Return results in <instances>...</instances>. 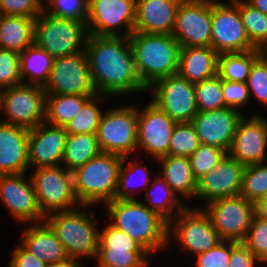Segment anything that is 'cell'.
<instances>
[{
  "label": "cell",
  "mask_w": 267,
  "mask_h": 267,
  "mask_svg": "<svg viewBox=\"0 0 267 267\" xmlns=\"http://www.w3.org/2000/svg\"><path fill=\"white\" fill-rule=\"evenodd\" d=\"M85 52L97 94L147 92L136 73L129 37L89 35Z\"/></svg>",
  "instance_id": "obj_1"
},
{
  "label": "cell",
  "mask_w": 267,
  "mask_h": 267,
  "mask_svg": "<svg viewBox=\"0 0 267 267\" xmlns=\"http://www.w3.org/2000/svg\"><path fill=\"white\" fill-rule=\"evenodd\" d=\"M111 225L126 232L150 254L169 246L168 222L136 199H114L105 204Z\"/></svg>",
  "instance_id": "obj_2"
},
{
  "label": "cell",
  "mask_w": 267,
  "mask_h": 267,
  "mask_svg": "<svg viewBox=\"0 0 267 267\" xmlns=\"http://www.w3.org/2000/svg\"><path fill=\"white\" fill-rule=\"evenodd\" d=\"M129 40L136 73L146 89L177 74L181 46L172 35L133 32Z\"/></svg>",
  "instance_id": "obj_3"
},
{
  "label": "cell",
  "mask_w": 267,
  "mask_h": 267,
  "mask_svg": "<svg viewBox=\"0 0 267 267\" xmlns=\"http://www.w3.org/2000/svg\"><path fill=\"white\" fill-rule=\"evenodd\" d=\"M123 157L101 152L73 171L76 197L84 208L115 199Z\"/></svg>",
  "instance_id": "obj_4"
},
{
  "label": "cell",
  "mask_w": 267,
  "mask_h": 267,
  "mask_svg": "<svg viewBox=\"0 0 267 267\" xmlns=\"http://www.w3.org/2000/svg\"><path fill=\"white\" fill-rule=\"evenodd\" d=\"M79 208L57 211L45 216L44 221L63 244L68 258L80 260L81 257H97L99 246L98 225L93 214Z\"/></svg>",
  "instance_id": "obj_5"
},
{
  "label": "cell",
  "mask_w": 267,
  "mask_h": 267,
  "mask_svg": "<svg viewBox=\"0 0 267 267\" xmlns=\"http://www.w3.org/2000/svg\"><path fill=\"white\" fill-rule=\"evenodd\" d=\"M88 37L86 21L54 17L44 10L36 18L34 43L53 58L85 51Z\"/></svg>",
  "instance_id": "obj_6"
},
{
  "label": "cell",
  "mask_w": 267,
  "mask_h": 267,
  "mask_svg": "<svg viewBox=\"0 0 267 267\" xmlns=\"http://www.w3.org/2000/svg\"><path fill=\"white\" fill-rule=\"evenodd\" d=\"M32 173L29 176L39 209L44 216L57 211L72 210L81 205L75 194L72 171L59 165L38 168Z\"/></svg>",
  "instance_id": "obj_7"
},
{
  "label": "cell",
  "mask_w": 267,
  "mask_h": 267,
  "mask_svg": "<svg viewBox=\"0 0 267 267\" xmlns=\"http://www.w3.org/2000/svg\"><path fill=\"white\" fill-rule=\"evenodd\" d=\"M138 108L126 105L104 112L97 129L102 152L127 157L137 150Z\"/></svg>",
  "instance_id": "obj_8"
},
{
  "label": "cell",
  "mask_w": 267,
  "mask_h": 267,
  "mask_svg": "<svg viewBox=\"0 0 267 267\" xmlns=\"http://www.w3.org/2000/svg\"><path fill=\"white\" fill-rule=\"evenodd\" d=\"M86 24L89 35L129 37L136 24V0H88Z\"/></svg>",
  "instance_id": "obj_9"
},
{
  "label": "cell",
  "mask_w": 267,
  "mask_h": 267,
  "mask_svg": "<svg viewBox=\"0 0 267 267\" xmlns=\"http://www.w3.org/2000/svg\"><path fill=\"white\" fill-rule=\"evenodd\" d=\"M46 92L41 85L21 84L2 91L7 124L31 130L45 122Z\"/></svg>",
  "instance_id": "obj_10"
},
{
  "label": "cell",
  "mask_w": 267,
  "mask_h": 267,
  "mask_svg": "<svg viewBox=\"0 0 267 267\" xmlns=\"http://www.w3.org/2000/svg\"><path fill=\"white\" fill-rule=\"evenodd\" d=\"M211 47L218 53H240L256 49L246 34L238 6L211 0Z\"/></svg>",
  "instance_id": "obj_11"
},
{
  "label": "cell",
  "mask_w": 267,
  "mask_h": 267,
  "mask_svg": "<svg viewBox=\"0 0 267 267\" xmlns=\"http://www.w3.org/2000/svg\"><path fill=\"white\" fill-rule=\"evenodd\" d=\"M171 235L179 241L176 242L179 246L195 256L207 252L222 241L210 217L201 207L190 209L186 206L168 223V237L171 238Z\"/></svg>",
  "instance_id": "obj_12"
},
{
  "label": "cell",
  "mask_w": 267,
  "mask_h": 267,
  "mask_svg": "<svg viewBox=\"0 0 267 267\" xmlns=\"http://www.w3.org/2000/svg\"><path fill=\"white\" fill-rule=\"evenodd\" d=\"M219 238L224 241L243 242L255 215L254 203L243 196L226 197L205 204Z\"/></svg>",
  "instance_id": "obj_13"
},
{
  "label": "cell",
  "mask_w": 267,
  "mask_h": 267,
  "mask_svg": "<svg viewBox=\"0 0 267 267\" xmlns=\"http://www.w3.org/2000/svg\"><path fill=\"white\" fill-rule=\"evenodd\" d=\"M43 88L46 94L96 95L86 52L54 58Z\"/></svg>",
  "instance_id": "obj_14"
},
{
  "label": "cell",
  "mask_w": 267,
  "mask_h": 267,
  "mask_svg": "<svg viewBox=\"0 0 267 267\" xmlns=\"http://www.w3.org/2000/svg\"><path fill=\"white\" fill-rule=\"evenodd\" d=\"M147 91L151 101L177 123L191 122L198 114L194 84L178 74L158 80Z\"/></svg>",
  "instance_id": "obj_15"
},
{
  "label": "cell",
  "mask_w": 267,
  "mask_h": 267,
  "mask_svg": "<svg viewBox=\"0 0 267 267\" xmlns=\"http://www.w3.org/2000/svg\"><path fill=\"white\" fill-rule=\"evenodd\" d=\"M172 36L181 48L211 46V0H182Z\"/></svg>",
  "instance_id": "obj_16"
},
{
  "label": "cell",
  "mask_w": 267,
  "mask_h": 267,
  "mask_svg": "<svg viewBox=\"0 0 267 267\" xmlns=\"http://www.w3.org/2000/svg\"><path fill=\"white\" fill-rule=\"evenodd\" d=\"M177 122L154 102L138 110L137 149L158 160L169 155L172 132Z\"/></svg>",
  "instance_id": "obj_17"
},
{
  "label": "cell",
  "mask_w": 267,
  "mask_h": 267,
  "mask_svg": "<svg viewBox=\"0 0 267 267\" xmlns=\"http://www.w3.org/2000/svg\"><path fill=\"white\" fill-rule=\"evenodd\" d=\"M25 177L26 173L0 175V201L22 224L42 222L45 216L39 209L31 177Z\"/></svg>",
  "instance_id": "obj_18"
},
{
  "label": "cell",
  "mask_w": 267,
  "mask_h": 267,
  "mask_svg": "<svg viewBox=\"0 0 267 267\" xmlns=\"http://www.w3.org/2000/svg\"><path fill=\"white\" fill-rule=\"evenodd\" d=\"M262 116H242L235 132L228 154L244 167L267 160V119Z\"/></svg>",
  "instance_id": "obj_19"
},
{
  "label": "cell",
  "mask_w": 267,
  "mask_h": 267,
  "mask_svg": "<svg viewBox=\"0 0 267 267\" xmlns=\"http://www.w3.org/2000/svg\"><path fill=\"white\" fill-rule=\"evenodd\" d=\"M244 168L226 153L213 169L197 180L195 197L210 203L217 199L238 196Z\"/></svg>",
  "instance_id": "obj_20"
},
{
  "label": "cell",
  "mask_w": 267,
  "mask_h": 267,
  "mask_svg": "<svg viewBox=\"0 0 267 267\" xmlns=\"http://www.w3.org/2000/svg\"><path fill=\"white\" fill-rule=\"evenodd\" d=\"M242 116L240 110L225 107L198 112L191 123L201 144L216 146L228 153Z\"/></svg>",
  "instance_id": "obj_21"
},
{
  "label": "cell",
  "mask_w": 267,
  "mask_h": 267,
  "mask_svg": "<svg viewBox=\"0 0 267 267\" xmlns=\"http://www.w3.org/2000/svg\"><path fill=\"white\" fill-rule=\"evenodd\" d=\"M66 138L65 127L54 126L46 122L29 130V167L38 169L61 165Z\"/></svg>",
  "instance_id": "obj_22"
},
{
  "label": "cell",
  "mask_w": 267,
  "mask_h": 267,
  "mask_svg": "<svg viewBox=\"0 0 267 267\" xmlns=\"http://www.w3.org/2000/svg\"><path fill=\"white\" fill-rule=\"evenodd\" d=\"M29 130L0 121V175L27 173Z\"/></svg>",
  "instance_id": "obj_23"
},
{
  "label": "cell",
  "mask_w": 267,
  "mask_h": 267,
  "mask_svg": "<svg viewBox=\"0 0 267 267\" xmlns=\"http://www.w3.org/2000/svg\"><path fill=\"white\" fill-rule=\"evenodd\" d=\"M182 0H136L134 32L172 35Z\"/></svg>",
  "instance_id": "obj_24"
},
{
  "label": "cell",
  "mask_w": 267,
  "mask_h": 267,
  "mask_svg": "<svg viewBox=\"0 0 267 267\" xmlns=\"http://www.w3.org/2000/svg\"><path fill=\"white\" fill-rule=\"evenodd\" d=\"M28 225L23 229V238L21 237L22 240L19 242L26 250L46 264L68 258L63 244L45 221Z\"/></svg>",
  "instance_id": "obj_25"
},
{
  "label": "cell",
  "mask_w": 267,
  "mask_h": 267,
  "mask_svg": "<svg viewBox=\"0 0 267 267\" xmlns=\"http://www.w3.org/2000/svg\"><path fill=\"white\" fill-rule=\"evenodd\" d=\"M219 54L211 47L181 48L177 74L196 84L217 75Z\"/></svg>",
  "instance_id": "obj_26"
},
{
  "label": "cell",
  "mask_w": 267,
  "mask_h": 267,
  "mask_svg": "<svg viewBox=\"0 0 267 267\" xmlns=\"http://www.w3.org/2000/svg\"><path fill=\"white\" fill-rule=\"evenodd\" d=\"M162 166L161 177L176 195L195 198L197 179L194 177L189 157L167 155L158 159Z\"/></svg>",
  "instance_id": "obj_27"
},
{
  "label": "cell",
  "mask_w": 267,
  "mask_h": 267,
  "mask_svg": "<svg viewBox=\"0 0 267 267\" xmlns=\"http://www.w3.org/2000/svg\"><path fill=\"white\" fill-rule=\"evenodd\" d=\"M36 19L0 15V49L22 53L34 44Z\"/></svg>",
  "instance_id": "obj_28"
},
{
  "label": "cell",
  "mask_w": 267,
  "mask_h": 267,
  "mask_svg": "<svg viewBox=\"0 0 267 267\" xmlns=\"http://www.w3.org/2000/svg\"><path fill=\"white\" fill-rule=\"evenodd\" d=\"M20 74L23 84L44 86L54 58L35 43L20 53Z\"/></svg>",
  "instance_id": "obj_29"
},
{
  "label": "cell",
  "mask_w": 267,
  "mask_h": 267,
  "mask_svg": "<svg viewBox=\"0 0 267 267\" xmlns=\"http://www.w3.org/2000/svg\"><path fill=\"white\" fill-rule=\"evenodd\" d=\"M101 152L96 134H67L61 166L73 172Z\"/></svg>",
  "instance_id": "obj_30"
},
{
  "label": "cell",
  "mask_w": 267,
  "mask_h": 267,
  "mask_svg": "<svg viewBox=\"0 0 267 267\" xmlns=\"http://www.w3.org/2000/svg\"><path fill=\"white\" fill-rule=\"evenodd\" d=\"M145 192L147 195L146 199L149 202V205H145L158 213L168 223L186 208V205L181 203L180 198L177 197L178 195L172 191L160 175H157L155 180L150 182Z\"/></svg>",
  "instance_id": "obj_31"
},
{
  "label": "cell",
  "mask_w": 267,
  "mask_h": 267,
  "mask_svg": "<svg viewBox=\"0 0 267 267\" xmlns=\"http://www.w3.org/2000/svg\"><path fill=\"white\" fill-rule=\"evenodd\" d=\"M93 96L95 95L46 94L45 122L54 126L66 127Z\"/></svg>",
  "instance_id": "obj_32"
},
{
  "label": "cell",
  "mask_w": 267,
  "mask_h": 267,
  "mask_svg": "<svg viewBox=\"0 0 267 267\" xmlns=\"http://www.w3.org/2000/svg\"><path fill=\"white\" fill-rule=\"evenodd\" d=\"M261 55L259 49L219 54L217 75L226 81L246 82L253 63Z\"/></svg>",
  "instance_id": "obj_33"
},
{
  "label": "cell",
  "mask_w": 267,
  "mask_h": 267,
  "mask_svg": "<svg viewBox=\"0 0 267 267\" xmlns=\"http://www.w3.org/2000/svg\"><path fill=\"white\" fill-rule=\"evenodd\" d=\"M239 8L250 43L259 50L267 45V15L253 8L245 0H232Z\"/></svg>",
  "instance_id": "obj_34"
},
{
  "label": "cell",
  "mask_w": 267,
  "mask_h": 267,
  "mask_svg": "<svg viewBox=\"0 0 267 267\" xmlns=\"http://www.w3.org/2000/svg\"><path fill=\"white\" fill-rule=\"evenodd\" d=\"M107 97L100 94L91 97L66 125L67 134H96L103 115L101 108L96 103Z\"/></svg>",
  "instance_id": "obj_35"
},
{
  "label": "cell",
  "mask_w": 267,
  "mask_h": 267,
  "mask_svg": "<svg viewBox=\"0 0 267 267\" xmlns=\"http://www.w3.org/2000/svg\"><path fill=\"white\" fill-rule=\"evenodd\" d=\"M130 156L123 157V162L120 167L119 175H118V186L115 194V199H136L133 195L134 193H131V189L135 187V180L134 176H140L142 178L140 182H142V185L144 188H142L144 191L146 188L150 185V170L149 167L146 165L143 166L142 163L133 161L129 159ZM129 159L128 164L125 167V162ZM138 173H142L141 175H135ZM136 178V177H135ZM137 181V180H136ZM139 183V181H138ZM139 186V185H138ZM133 187V188H131ZM137 187V186H136Z\"/></svg>",
  "instance_id": "obj_36"
},
{
  "label": "cell",
  "mask_w": 267,
  "mask_h": 267,
  "mask_svg": "<svg viewBox=\"0 0 267 267\" xmlns=\"http://www.w3.org/2000/svg\"><path fill=\"white\" fill-rule=\"evenodd\" d=\"M149 255L148 251L98 248L97 267H146Z\"/></svg>",
  "instance_id": "obj_37"
},
{
  "label": "cell",
  "mask_w": 267,
  "mask_h": 267,
  "mask_svg": "<svg viewBox=\"0 0 267 267\" xmlns=\"http://www.w3.org/2000/svg\"><path fill=\"white\" fill-rule=\"evenodd\" d=\"M239 195L253 203L267 197V164L265 162L244 168Z\"/></svg>",
  "instance_id": "obj_38"
},
{
  "label": "cell",
  "mask_w": 267,
  "mask_h": 267,
  "mask_svg": "<svg viewBox=\"0 0 267 267\" xmlns=\"http://www.w3.org/2000/svg\"><path fill=\"white\" fill-rule=\"evenodd\" d=\"M198 112L225 108L222 79L216 75L194 84Z\"/></svg>",
  "instance_id": "obj_39"
},
{
  "label": "cell",
  "mask_w": 267,
  "mask_h": 267,
  "mask_svg": "<svg viewBox=\"0 0 267 267\" xmlns=\"http://www.w3.org/2000/svg\"><path fill=\"white\" fill-rule=\"evenodd\" d=\"M200 144L191 122L177 123L172 132L169 155L190 157Z\"/></svg>",
  "instance_id": "obj_40"
},
{
  "label": "cell",
  "mask_w": 267,
  "mask_h": 267,
  "mask_svg": "<svg viewBox=\"0 0 267 267\" xmlns=\"http://www.w3.org/2000/svg\"><path fill=\"white\" fill-rule=\"evenodd\" d=\"M225 154L226 152L219 147L200 144L189 157L194 177L198 180L208 173L220 162Z\"/></svg>",
  "instance_id": "obj_41"
},
{
  "label": "cell",
  "mask_w": 267,
  "mask_h": 267,
  "mask_svg": "<svg viewBox=\"0 0 267 267\" xmlns=\"http://www.w3.org/2000/svg\"><path fill=\"white\" fill-rule=\"evenodd\" d=\"M44 11L58 18L86 21L88 0H43ZM47 3V4H46ZM46 4V5H45ZM50 9H46V7Z\"/></svg>",
  "instance_id": "obj_42"
},
{
  "label": "cell",
  "mask_w": 267,
  "mask_h": 267,
  "mask_svg": "<svg viewBox=\"0 0 267 267\" xmlns=\"http://www.w3.org/2000/svg\"><path fill=\"white\" fill-rule=\"evenodd\" d=\"M98 248H113L129 251H147L139 242L130 237L126 232L109 224L99 231Z\"/></svg>",
  "instance_id": "obj_43"
},
{
  "label": "cell",
  "mask_w": 267,
  "mask_h": 267,
  "mask_svg": "<svg viewBox=\"0 0 267 267\" xmlns=\"http://www.w3.org/2000/svg\"><path fill=\"white\" fill-rule=\"evenodd\" d=\"M243 243L263 265L267 264V221L254 215Z\"/></svg>",
  "instance_id": "obj_44"
},
{
  "label": "cell",
  "mask_w": 267,
  "mask_h": 267,
  "mask_svg": "<svg viewBox=\"0 0 267 267\" xmlns=\"http://www.w3.org/2000/svg\"><path fill=\"white\" fill-rule=\"evenodd\" d=\"M19 60L18 52L0 49V87L2 89L23 84Z\"/></svg>",
  "instance_id": "obj_45"
},
{
  "label": "cell",
  "mask_w": 267,
  "mask_h": 267,
  "mask_svg": "<svg viewBox=\"0 0 267 267\" xmlns=\"http://www.w3.org/2000/svg\"><path fill=\"white\" fill-rule=\"evenodd\" d=\"M250 97L267 107V57L263 54L253 63L246 81Z\"/></svg>",
  "instance_id": "obj_46"
},
{
  "label": "cell",
  "mask_w": 267,
  "mask_h": 267,
  "mask_svg": "<svg viewBox=\"0 0 267 267\" xmlns=\"http://www.w3.org/2000/svg\"><path fill=\"white\" fill-rule=\"evenodd\" d=\"M43 0H0V15L36 19L44 9Z\"/></svg>",
  "instance_id": "obj_47"
},
{
  "label": "cell",
  "mask_w": 267,
  "mask_h": 267,
  "mask_svg": "<svg viewBox=\"0 0 267 267\" xmlns=\"http://www.w3.org/2000/svg\"><path fill=\"white\" fill-rule=\"evenodd\" d=\"M222 91L225 107L240 109L250 100L246 82L226 81L222 79Z\"/></svg>",
  "instance_id": "obj_48"
},
{
  "label": "cell",
  "mask_w": 267,
  "mask_h": 267,
  "mask_svg": "<svg viewBox=\"0 0 267 267\" xmlns=\"http://www.w3.org/2000/svg\"><path fill=\"white\" fill-rule=\"evenodd\" d=\"M230 241L222 240L205 253L197 255L196 267H229Z\"/></svg>",
  "instance_id": "obj_49"
},
{
  "label": "cell",
  "mask_w": 267,
  "mask_h": 267,
  "mask_svg": "<svg viewBox=\"0 0 267 267\" xmlns=\"http://www.w3.org/2000/svg\"><path fill=\"white\" fill-rule=\"evenodd\" d=\"M256 263L262 265L243 242L230 241L229 267H256Z\"/></svg>",
  "instance_id": "obj_50"
},
{
  "label": "cell",
  "mask_w": 267,
  "mask_h": 267,
  "mask_svg": "<svg viewBox=\"0 0 267 267\" xmlns=\"http://www.w3.org/2000/svg\"><path fill=\"white\" fill-rule=\"evenodd\" d=\"M8 267H46L47 264L40 258L35 257L26 250L20 243L13 250Z\"/></svg>",
  "instance_id": "obj_51"
},
{
  "label": "cell",
  "mask_w": 267,
  "mask_h": 267,
  "mask_svg": "<svg viewBox=\"0 0 267 267\" xmlns=\"http://www.w3.org/2000/svg\"><path fill=\"white\" fill-rule=\"evenodd\" d=\"M255 216L267 221V197L261 198L254 203Z\"/></svg>",
  "instance_id": "obj_52"
},
{
  "label": "cell",
  "mask_w": 267,
  "mask_h": 267,
  "mask_svg": "<svg viewBox=\"0 0 267 267\" xmlns=\"http://www.w3.org/2000/svg\"><path fill=\"white\" fill-rule=\"evenodd\" d=\"M46 267H83V266L79 260L67 258L64 261L49 263L47 264Z\"/></svg>",
  "instance_id": "obj_53"
},
{
  "label": "cell",
  "mask_w": 267,
  "mask_h": 267,
  "mask_svg": "<svg viewBox=\"0 0 267 267\" xmlns=\"http://www.w3.org/2000/svg\"><path fill=\"white\" fill-rule=\"evenodd\" d=\"M253 8L258 9L265 15H267V0H245Z\"/></svg>",
  "instance_id": "obj_54"
},
{
  "label": "cell",
  "mask_w": 267,
  "mask_h": 267,
  "mask_svg": "<svg viewBox=\"0 0 267 267\" xmlns=\"http://www.w3.org/2000/svg\"><path fill=\"white\" fill-rule=\"evenodd\" d=\"M261 53L267 57V45L261 50Z\"/></svg>",
  "instance_id": "obj_55"
},
{
  "label": "cell",
  "mask_w": 267,
  "mask_h": 267,
  "mask_svg": "<svg viewBox=\"0 0 267 267\" xmlns=\"http://www.w3.org/2000/svg\"><path fill=\"white\" fill-rule=\"evenodd\" d=\"M2 91L3 89L0 87V110H1V101H2Z\"/></svg>",
  "instance_id": "obj_56"
}]
</instances>
